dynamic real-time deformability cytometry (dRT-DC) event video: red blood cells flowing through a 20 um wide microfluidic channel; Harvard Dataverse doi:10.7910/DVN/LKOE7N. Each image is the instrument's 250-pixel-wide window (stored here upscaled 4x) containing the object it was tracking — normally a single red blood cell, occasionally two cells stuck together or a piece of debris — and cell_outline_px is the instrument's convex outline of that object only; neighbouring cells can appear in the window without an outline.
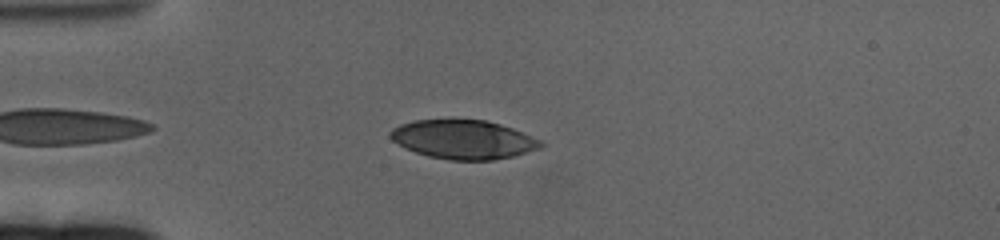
{"species": "human", "species_latin": "Homo sapiens", "temperature_condition": "cold", "stored_images_in_passage": 46, "camera_frame_rate_fps": 3000, "um_per_image_px": 0.085, "donor": {"sex": "female"}, "frame": {"image": 1, "passage_image": 5, "time_ms": 1.333, "image_size_px": [1000, 240], "cell_outline_px": [[544, 144], [540, 148], [512, 156], [492, 160], [448, 160], [428, 156], [404, 148], [392, 140], [388, 136], [388, 132], [392, 128], [400, 124], [412, 120], [452, 116], [484, 120], [500, 124], [512, 128], [540, 140]], "centroid_in_image_um": [39.29, 11.8], "position_along_channel_um": 45.7, "area_um2": 35.08}}
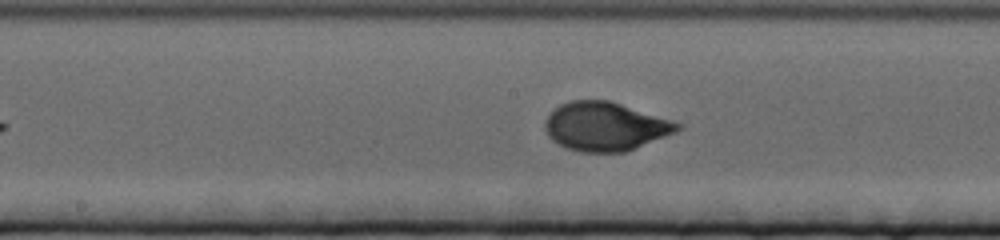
{"frame": {"image": 2, "passage_image": 21, "time_ms": 6.667, "image_size_px": [1000, 240], "cell_outline_px": [[684, 128], [676, 132], [624, 152], [580, 152], [568, 148], [552, 140], [548, 136], [544, 128], [544, 120], [560, 104], [572, 100], [608, 100], [672, 120], [684, 124]], "centroid_in_image_um": [51.46, 10.75], "position_along_channel_um": 196.7, "area_um2": 37.4}}
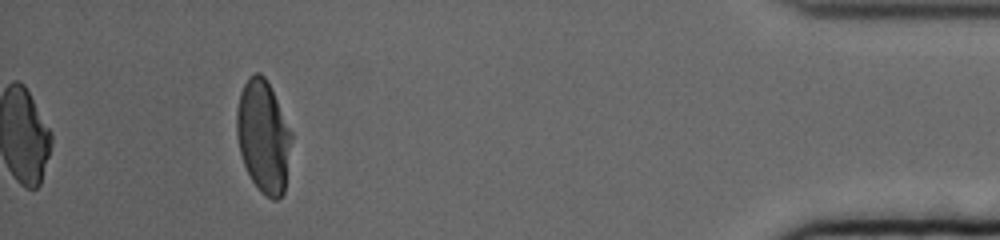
{"frame": {"image": 3, "passage_image": 46, "time_ms": 15.0, "image_size_px": [1000, 240], "cell_outline_px": [[292, 136], [284, 192], [280, 200], [272, 200], [260, 192], [252, 180], [244, 164], [240, 152], [236, 136], [236, 112], [240, 92], [248, 76], [256, 72], [260, 72], [264, 76], [292, 132]], "centroid_in_image_um": [22.37, 11.62], "position_along_channel_um": 412.8, "area_um2": 35.78}, "authors_computed_cell_mechanics": {"area_um2": 36.6452, "velocity_mm_per_s": 3.249, "shape_relaxation_time_tau1_ms": 3.9704, "shape_relaxation_time_tau2_ms": null, "deformation_change_tau1": 0.1991, "deformation_change_tau2": null}}